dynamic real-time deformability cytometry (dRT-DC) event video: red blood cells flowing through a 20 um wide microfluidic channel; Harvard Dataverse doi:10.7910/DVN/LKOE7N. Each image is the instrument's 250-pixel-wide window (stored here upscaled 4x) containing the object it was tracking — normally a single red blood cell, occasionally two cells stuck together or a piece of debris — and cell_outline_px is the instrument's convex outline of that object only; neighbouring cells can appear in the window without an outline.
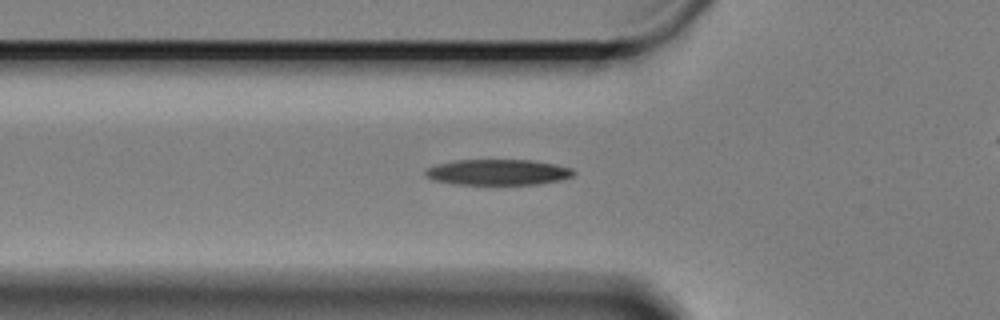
{"species": "Egyptian fruit bat (a non-hibernating species)", "species_latin": "Rousettus aegyptiacus", "temperature_condition": "cold", "stored_images_in_passage": 37, "camera_frame_rate_fps": 3000, "um_per_image_px": 0.085, "animal": {"sex": "female"}, "frame": {"image": 1, "passage_image": 2, "time_ms": 0.333, "image_size_px": [1000, 320], "cell_outline_px": [[576, 172], [572, 176], [560, 180], [540, 184], [452, 184], [432, 180], [424, 172], [424, 168], [436, 164], [456, 160], [532, 160], [556, 164], [572, 168]], "centroid_in_image_um": [42.31, 14.63], "position_along_channel_um": 83.5, "area_um2": 22.37}}
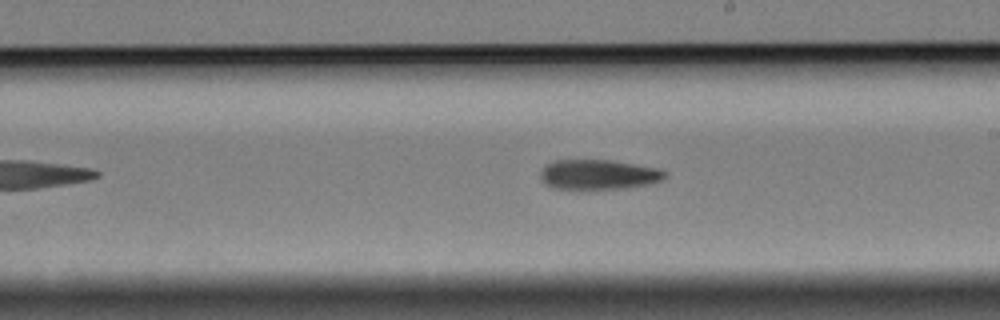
{"frame": {"image": 2, "passage_image": 16, "time_ms": 5.0, "image_size_px": [1000, 320], "cell_outline_px": [[668, 176], [664, 180], [656, 184], [628, 188], [584, 192], [580, 192], [552, 188], [540, 176], [540, 172], [548, 164], [556, 160], [608, 160], [660, 168], [668, 172]], "centroid_in_image_um": [50.96, 14.9], "position_along_channel_um": 238.0, "area_um2": 22.83}}
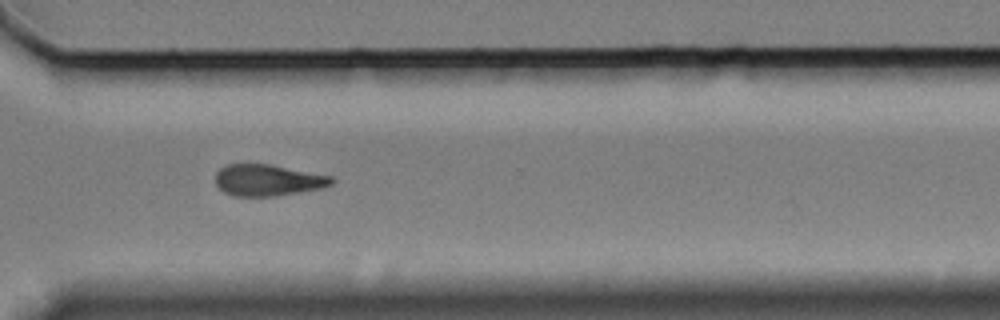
{"frame": {"image": 3, "passage_image": 26, "time_ms": 8.333, "image_size_px": [1000, 320], "cell_outline_px": [[336, 180], [332, 184], [320, 188], [276, 196], [232, 196], [224, 192], [216, 184], [216, 172], [220, 168], [228, 164], [268, 164], [332, 176]], "centroid_in_image_um": [22.75, 15.31], "position_along_channel_um": 347.8, "area_um2": 21.15}}